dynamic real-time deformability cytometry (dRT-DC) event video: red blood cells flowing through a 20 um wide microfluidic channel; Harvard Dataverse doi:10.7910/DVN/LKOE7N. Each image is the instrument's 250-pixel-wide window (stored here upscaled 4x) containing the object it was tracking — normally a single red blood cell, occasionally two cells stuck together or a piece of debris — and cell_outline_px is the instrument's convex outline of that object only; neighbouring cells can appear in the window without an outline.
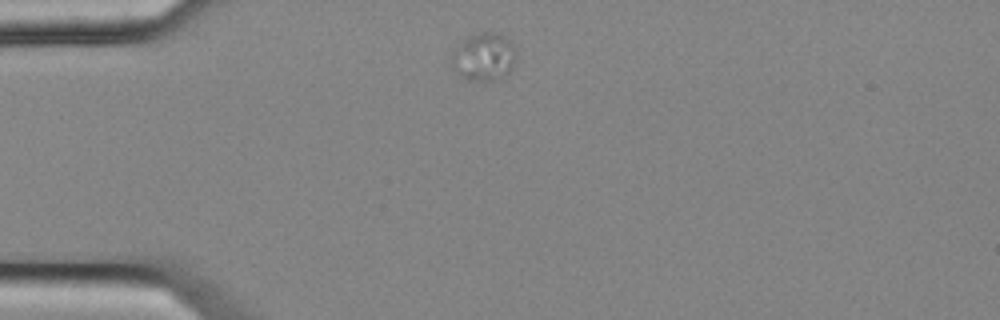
{"species": "common noctule bat (a hibernating species)", "species_latin": "Nyctalus noctula", "temperature_condition": "cold", "stored_images_in_passage": 5, "camera_frame_rate_fps": 3000, "um_per_image_px": 0.085, "animal": {"sex": "female", "body_mass_g": 25.1}, "frame": {"image": 1, "passage_image": 1, "time_ms": 0.0, "image_size_px": [1000, 320], "cell_outline_px": [[516, 52], [512, 68], [500, 80], [464, 80], [452, 68], [448, 60], [452, 48], [460, 40], [480, 32], [492, 32], [504, 36], [512, 44]], "centroid_in_image_um": [41.03, 4.84], "position_along_channel_um": 44.0, "area_um2": 18.5}}